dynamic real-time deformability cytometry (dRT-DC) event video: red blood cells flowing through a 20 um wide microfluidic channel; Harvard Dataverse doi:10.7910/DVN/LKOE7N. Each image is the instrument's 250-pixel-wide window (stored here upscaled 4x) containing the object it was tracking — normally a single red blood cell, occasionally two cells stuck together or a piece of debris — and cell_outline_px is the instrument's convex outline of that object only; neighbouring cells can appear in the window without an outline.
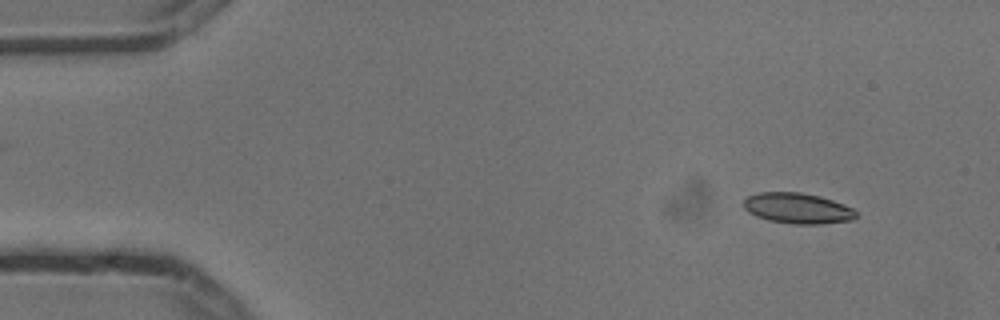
{"species": "common noctule bat (a hibernating species)", "species_latin": "Nyctalus noctula", "temperature_condition": "cold", "stored_images_in_passage": 3, "camera_frame_rate_fps": 3000, "um_per_image_px": 0.085, "animal": {"sex": "male", "body_mass_g": 13.3}, "frame": {"image": 1, "passage_image": 1, "time_ms": 0.0, "image_size_px": [1000, 320], "cell_outline_px": [[856, 216], [852, 220], [820, 224], [792, 224], [768, 220], [756, 216], [748, 212], [744, 208], [744, 200], [748, 196], [756, 192], [800, 192], [820, 196], [844, 204], [852, 208], [856, 212]], "centroid_in_image_um": [67.77, 17.7], "position_along_channel_um": 17.2, "area_um2": 20.11}}